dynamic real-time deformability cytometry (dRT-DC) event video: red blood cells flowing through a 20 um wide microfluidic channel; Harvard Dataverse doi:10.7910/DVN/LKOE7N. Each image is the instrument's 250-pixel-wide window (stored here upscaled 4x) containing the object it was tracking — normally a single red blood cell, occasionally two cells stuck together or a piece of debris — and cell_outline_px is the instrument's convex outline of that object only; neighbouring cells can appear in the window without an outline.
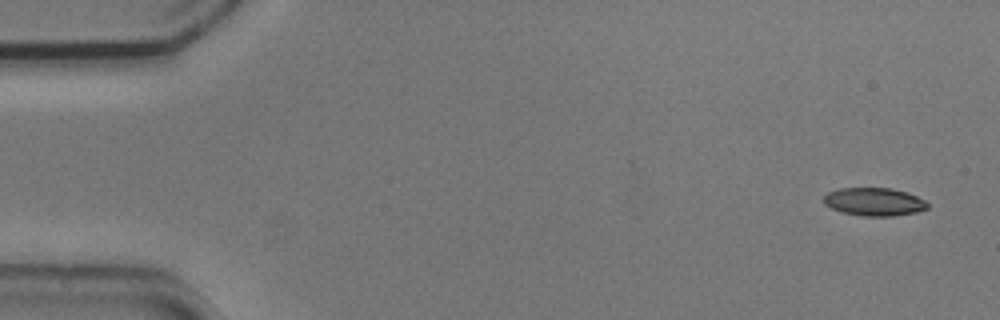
{"species": "common noctule bat (a hibernating species)", "species_latin": "Nyctalus noctula", "temperature_condition": "cold", "stored_images_in_passage": 5, "camera_frame_rate_fps": 3000, "um_per_image_px": 0.085, "animal": {"sex": "male", "body_mass_g": 20.5, "forearm_length_mm": 52.5}, "frame": {"image": 1, "passage_image": 1, "time_ms": 0.0, "image_size_px": [1000, 320], "cell_outline_px": [[928, 208], [916, 212], [892, 216], [860, 216], [844, 212], [832, 208], [824, 204], [824, 196], [828, 192], [840, 188], [892, 188], [908, 192], [924, 200], [928, 204]], "centroid_in_image_um": [74.31, 17.14], "position_along_channel_um": 10.7, "area_um2": 16.94}}
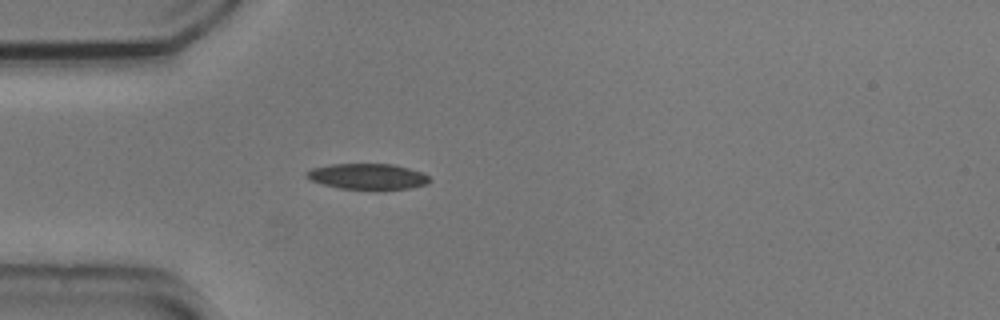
{"frame": {"image": 2, "passage_image": 5, "time_ms": 1.333, "image_size_px": [1000, 320], "cell_outline_px": [[432, 180], [428, 184], [412, 188], [376, 192], [340, 188], [324, 184], [312, 180], [304, 176], [304, 172], [312, 168], [332, 164], [392, 164], [424, 172]], "centroid_in_image_um": [31.31, 15.04], "position_along_channel_um": 53.7, "area_um2": 19.25}}